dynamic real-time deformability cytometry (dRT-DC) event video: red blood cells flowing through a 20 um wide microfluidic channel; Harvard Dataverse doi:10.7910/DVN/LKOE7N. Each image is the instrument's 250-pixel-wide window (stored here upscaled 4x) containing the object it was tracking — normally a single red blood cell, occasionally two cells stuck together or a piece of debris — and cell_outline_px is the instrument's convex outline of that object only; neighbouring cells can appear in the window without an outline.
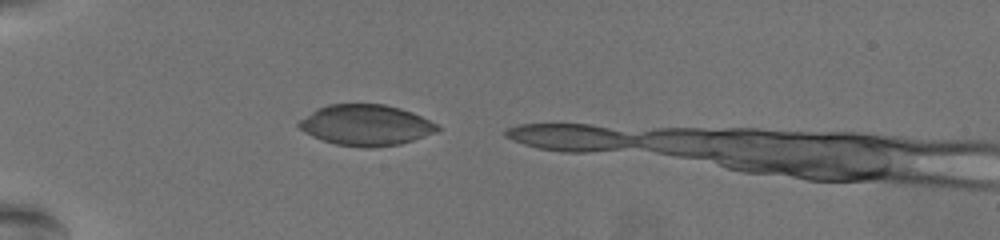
{"species": "common noctule bat (a hibernating species)", "species_latin": "Nyctalus noctula", "temperature_condition": "warm", "stored_images_in_passage": 6, "camera_frame_rate_fps": 3000, "um_per_image_px": 0.085, "animal": {"sex": "female", "body_mass_g": 19.5, "forearm_length_mm": 54.1}, "frame": {"image": 1, "passage_image": 1, "time_ms": 0.0, "image_size_px": [1000, 240], "cell_outline_px": [[440, 128], [436, 132], [400, 144], [372, 148], [360, 148], [336, 144], [312, 136], [304, 132], [296, 124], [300, 120], [316, 108], [328, 104], [384, 104], [400, 108], [412, 112], [440, 124]], "centroid_in_image_um": [31.11, 10.63], "position_along_channel_um": 53.9, "area_um2": 33.12}}